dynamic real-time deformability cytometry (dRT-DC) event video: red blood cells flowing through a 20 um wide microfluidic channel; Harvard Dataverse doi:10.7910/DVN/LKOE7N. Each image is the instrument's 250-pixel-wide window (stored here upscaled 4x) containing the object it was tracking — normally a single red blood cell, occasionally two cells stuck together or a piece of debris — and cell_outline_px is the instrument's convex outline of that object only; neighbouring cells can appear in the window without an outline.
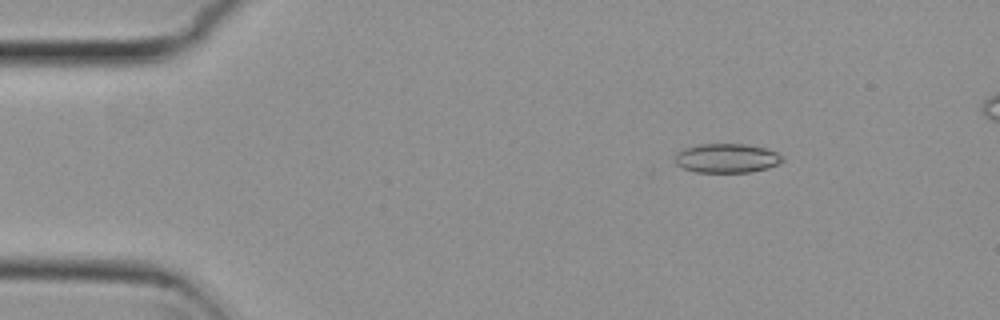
{"species": "common noctule bat (a hibernating species)", "species_latin": "Nyctalus noctula", "temperature_condition": "cold", "stored_images_in_passage": 11, "camera_frame_rate_fps": 3000, "um_per_image_px": 0.085, "animal": {"sex": "female", "body_mass_g": 29.2, "forearm_length_mm": 56.3}, "frame": {"image": 1, "passage_image": 8, "time_ms": 2.333, "image_size_px": [1000, 320], "cell_outline_px": [[784, 160], [768, 168], [748, 172], [696, 172], [684, 168], [676, 164], [676, 152], [684, 148], [700, 144], [744, 144], [764, 148], [776, 152], [784, 156]], "centroid_in_image_um": [61.77, 13.44], "position_along_channel_um": 23.2, "area_um2": 18.15}}